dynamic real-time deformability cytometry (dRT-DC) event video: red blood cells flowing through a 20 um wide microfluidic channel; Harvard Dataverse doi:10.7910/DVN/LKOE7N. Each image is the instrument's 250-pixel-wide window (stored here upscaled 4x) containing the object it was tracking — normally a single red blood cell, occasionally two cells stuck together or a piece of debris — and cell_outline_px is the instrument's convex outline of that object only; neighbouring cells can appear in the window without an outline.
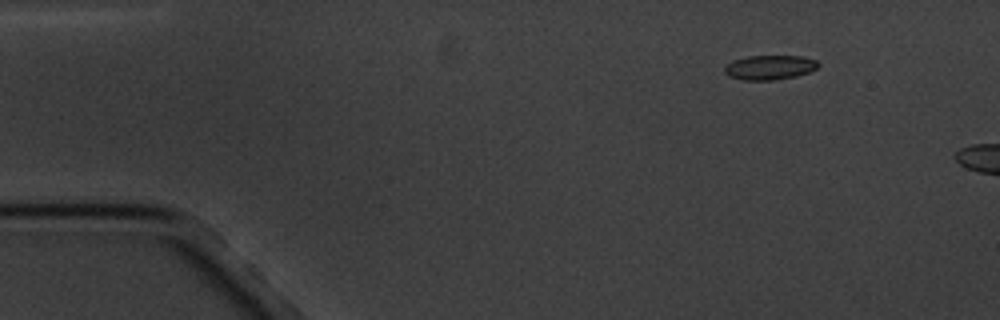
{"species": "common noctule bat (a hibernating species)", "species_latin": "Nyctalus noctula", "temperature_condition": "cold", "stored_images_in_passage": 5, "camera_frame_rate_fps": 3000, "um_per_image_px": 0.085, "animal": {"sex": "male", "body_mass_g": 20.1, "forearm_length_mm": 53.5}, "frame": {"image": 1, "passage_image": 1, "time_ms": 0.0, "image_size_px": [1000, 320], "cell_outline_px": [[820, 64], [816, 68], [808, 72], [796, 76], [776, 80], [744, 80], [728, 76], [724, 72], [724, 68], [732, 60], [748, 56], [804, 56], [816, 60]], "centroid_in_image_um": [65.42, 5.73], "position_along_channel_um": 19.6, "area_um2": 13.41}}
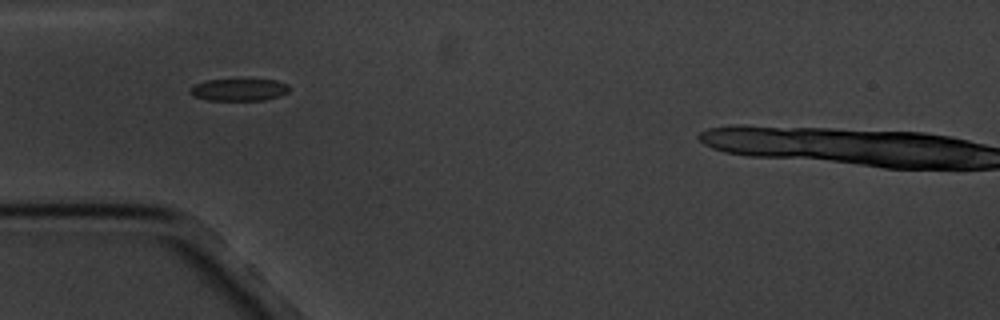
{"frame": {"image": 2, "passage_image": 4, "time_ms": 3.667, "image_size_px": [1000, 320], "cell_outline_px": [[292, 88], [288, 92], [280, 96], [264, 100], [208, 100], [192, 96], [188, 92], [188, 88], [196, 84], [208, 80], [276, 80], [288, 84]], "centroid_in_image_um": [20.32, 7.63], "position_along_channel_um": 64.7, "area_um2": 12.89}}
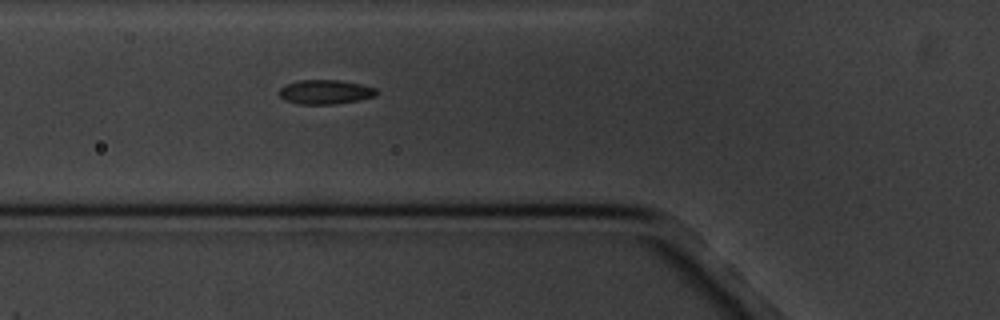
{"frame": {"image": 3, "passage_image": 5, "time_ms": 4.667, "image_size_px": [1000, 320], "cell_outline_px": [[376, 96], [336, 104], [300, 104], [284, 100], [276, 92], [280, 88], [288, 84], [300, 80], [340, 80], [364, 84], [376, 88]], "centroid_in_image_um": [27.64, 7.81], "position_along_channel_um": 98.2, "area_um2": 13.81}}